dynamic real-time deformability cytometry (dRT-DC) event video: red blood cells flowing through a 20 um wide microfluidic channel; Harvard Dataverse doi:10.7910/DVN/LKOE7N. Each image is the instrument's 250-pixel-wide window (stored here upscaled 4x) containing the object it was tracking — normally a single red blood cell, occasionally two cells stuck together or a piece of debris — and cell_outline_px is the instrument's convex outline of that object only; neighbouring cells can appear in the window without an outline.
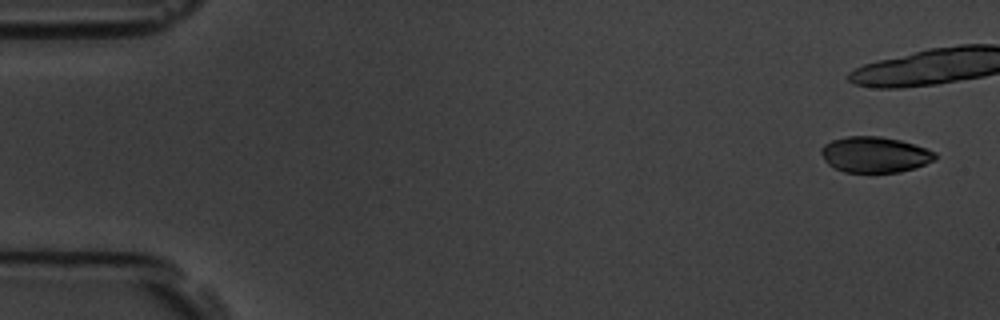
{"species": "common noctule bat (a hibernating species)", "species_latin": "Nyctalus noctula", "temperature_condition": "room temperature", "stored_images_in_passage": 5, "camera_frame_rate_fps": 3000, "um_per_image_px": 0.085, "animal": {"sex": "male", "body_mass_g": 19.5, "forearm_length_mm": 54.6}, "frame": {"image": 1, "passage_image": 1, "time_ms": 0.0, "image_size_px": [1000, 320], "cell_outline_px": [[936, 160], [900, 172], [844, 172], [828, 164], [824, 160], [820, 152], [820, 148], [824, 144], [832, 140], [848, 136], [880, 136], [900, 140], [936, 152]], "centroid_in_image_um": [74.33, 13.14], "position_along_channel_um": 10.7, "area_um2": 23.64}}